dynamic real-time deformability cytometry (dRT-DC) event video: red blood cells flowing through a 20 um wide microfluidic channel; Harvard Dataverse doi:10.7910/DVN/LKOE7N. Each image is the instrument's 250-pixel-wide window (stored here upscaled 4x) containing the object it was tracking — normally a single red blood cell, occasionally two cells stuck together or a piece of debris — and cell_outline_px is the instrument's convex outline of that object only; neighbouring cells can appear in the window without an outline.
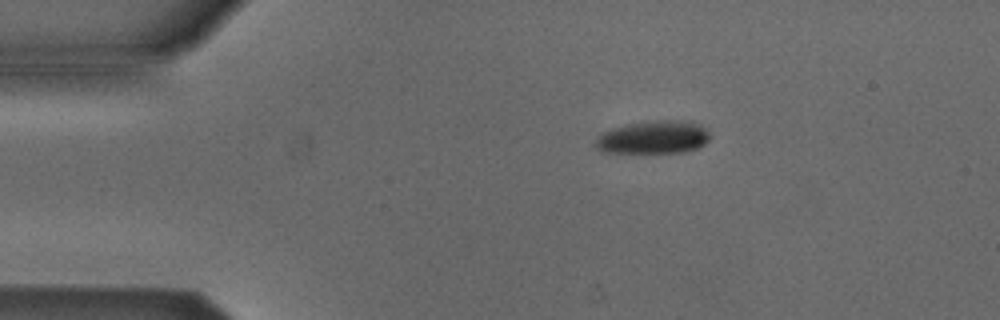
{"species": "Egyptian fruit bat (a non-hibernating species)", "species_latin": "Rousettus aegyptiacus", "temperature_condition": "cold", "stored_images_in_passage": 3, "camera_frame_rate_fps": 3000, "um_per_image_px": 0.085, "animal": {"sex": "male"}, "frame": {"image": 1, "passage_image": 1, "time_ms": 0.0, "image_size_px": [1000, 320], "cell_outline_px": [[708, 140], [704, 144], [696, 148], [684, 152], [600, 152], [596, 148], [596, 136], [612, 128], [628, 124], [656, 120], [692, 120], [700, 124], [708, 132]], "centroid_in_image_um": [55.54, 11.65], "position_along_channel_um": 29.5, "area_um2": 21.96}}
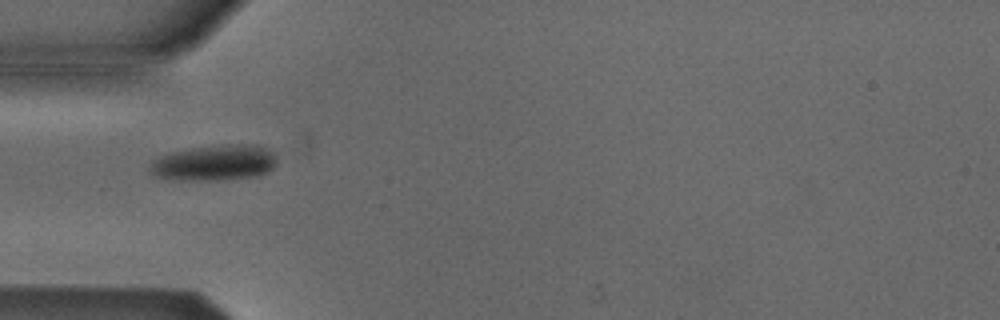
{"frame": {"image": 2, "passage_image": 3, "time_ms": 2.333, "image_size_px": [1000, 320], "cell_outline_px": [[276, 164], [268, 172], [260, 176], [224, 180], [180, 180], [156, 176], [148, 168], [152, 160], [160, 156], [172, 152], [192, 148], [220, 144], [260, 144], [276, 152]], "centroid_in_image_um": [18.31, 13.82], "position_along_channel_um": 66.7, "area_um2": 26.93}}